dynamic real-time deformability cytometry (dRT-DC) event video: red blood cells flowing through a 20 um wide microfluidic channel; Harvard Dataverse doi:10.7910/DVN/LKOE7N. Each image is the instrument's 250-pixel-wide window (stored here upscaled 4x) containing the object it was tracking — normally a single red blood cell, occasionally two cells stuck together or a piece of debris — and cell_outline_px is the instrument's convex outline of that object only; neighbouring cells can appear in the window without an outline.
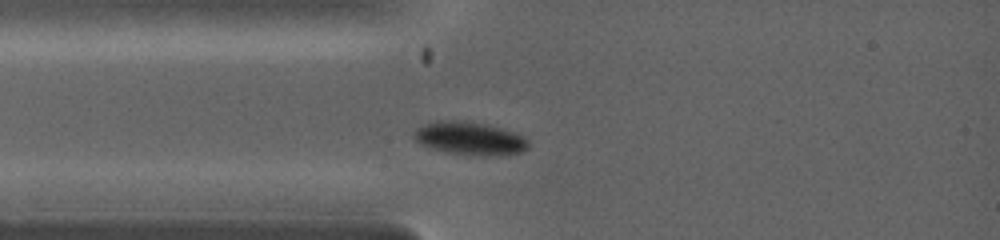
{"species": "common noctule bat (a hibernating species)", "species_latin": "Nyctalus noctula", "temperature_condition": "warm", "stored_images_in_passage": 12, "camera_frame_rate_fps": 5000, "um_per_image_px": 0.085, "animal": {"sex": "female", "body_mass_g": 19.0, "forearm_length_mm": 53.3}, "frame": {"image": 1, "passage_image": 1, "time_ms": 0.0, "image_size_px": [1000, 240], "cell_outline_px": [[528, 148], [520, 152], [488, 156], [452, 152], [436, 148], [424, 144], [416, 140], [412, 136], [412, 132], [416, 128], [424, 124], [436, 120], [460, 120], [484, 124], [500, 128], [524, 136], [528, 140]], "centroid_in_image_um": [39.92, 11.73], "position_along_channel_um": 45.1, "area_um2": 21.5}}
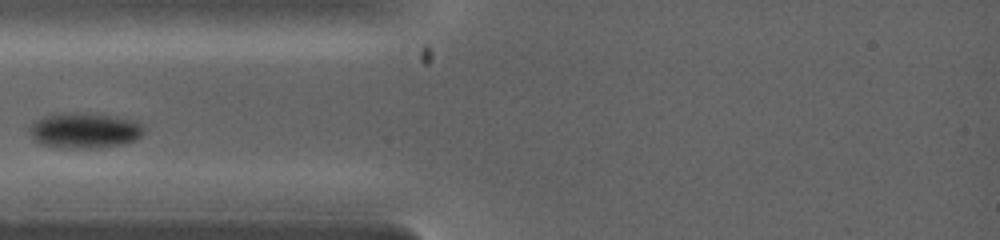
{"frame": {"image": 2, "passage_image": 3, "time_ms": 0.6, "image_size_px": [1000, 240], "cell_outline_px": [[144, 132], [136, 140], [120, 144], [88, 148], [68, 148], [44, 144], [32, 140], [28, 128], [36, 120], [44, 116], [64, 112], [76, 112], [112, 116], [132, 120], [140, 124], [144, 128]], "centroid_in_image_um": [7.14, 11.08], "position_along_channel_um": 77.9, "area_um2": 23.35}}
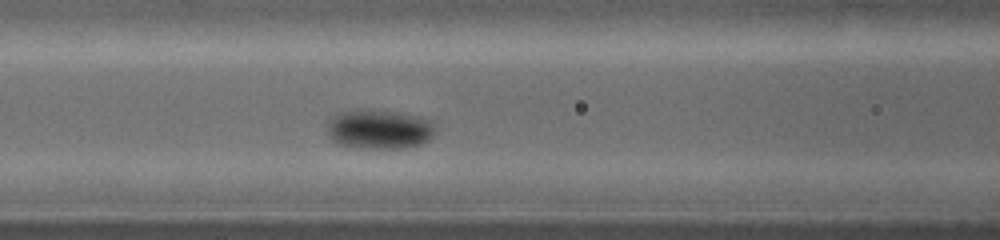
{"frame": {"image": 3, "passage_image": 6, "time_ms": 1.6, "image_size_px": [1000, 240], "cell_outline_px": [[436, 128], [432, 136], [428, 140], [420, 144], [404, 148], [360, 148], [340, 144], [332, 140], [328, 136], [328, 120], [332, 116], [340, 112], [356, 108], [372, 108], [400, 112], [420, 116], [428, 120]], "centroid_in_image_um": [32.2, 10.95], "position_along_channel_um": 134.4, "area_um2": 25.32}}